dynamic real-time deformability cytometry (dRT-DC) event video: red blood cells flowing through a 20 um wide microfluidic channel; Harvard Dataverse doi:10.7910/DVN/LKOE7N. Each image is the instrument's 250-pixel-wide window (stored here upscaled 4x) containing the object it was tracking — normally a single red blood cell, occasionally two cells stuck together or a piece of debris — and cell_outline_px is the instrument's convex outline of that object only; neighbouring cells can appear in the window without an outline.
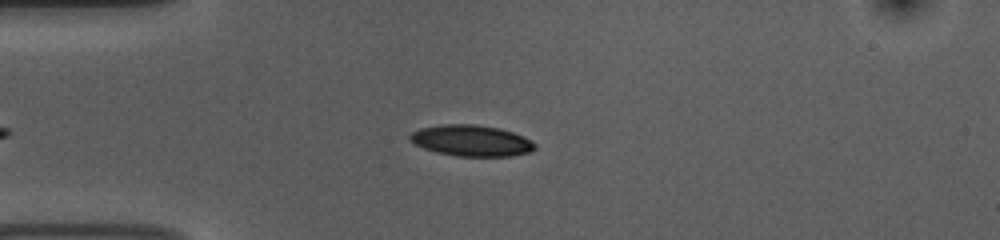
{"species": "common noctule bat (a hibernating species)", "species_latin": "Nyctalus noctula", "temperature_condition": "room temperature", "stored_images_in_passage": 42, "camera_frame_rate_fps": 3000, "um_per_image_px": 0.085, "animal": {"sex": "female", "body_mass_g": 10.0, "forearm_length_mm": 53.1}, "frame": {"image": 1, "passage_image": 6, "time_ms": 1.667, "image_size_px": [1000, 240], "cell_outline_px": [[536, 148], [528, 152], [512, 156], [456, 156], [436, 152], [424, 148], [408, 140], [408, 136], [412, 132], [420, 128], [444, 124], [476, 124], [500, 128], [524, 136], [532, 140], [536, 144]], "centroid_in_image_um": [40.07, 11.95], "position_along_channel_um": 44.9, "area_um2": 22.77}}
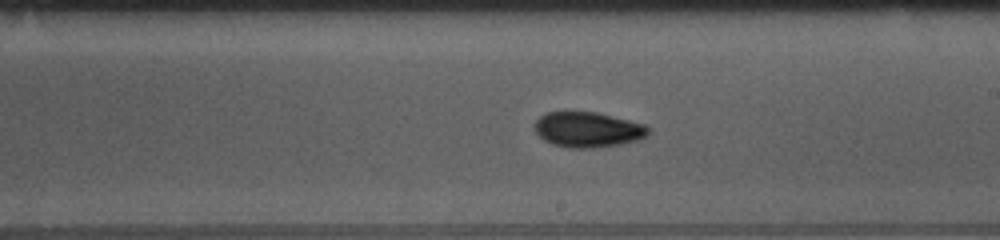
{"frame": {"image": 2, "passage_image": 23, "time_ms": 7.333, "image_size_px": [1000, 240], "cell_outline_px": [[652, 128], [648, 136], [636, 140], [620, 144], [592, 148], [568, 148], [552, 144], [544, 140], [532, 128], [532, 124], [540, 116], [548, 112], [596, 112], [644, 124]], "centroid_in_image_um": [49.95, 11.02], "position_along_channel_um": 239.0, "area_um2": 23.52}}
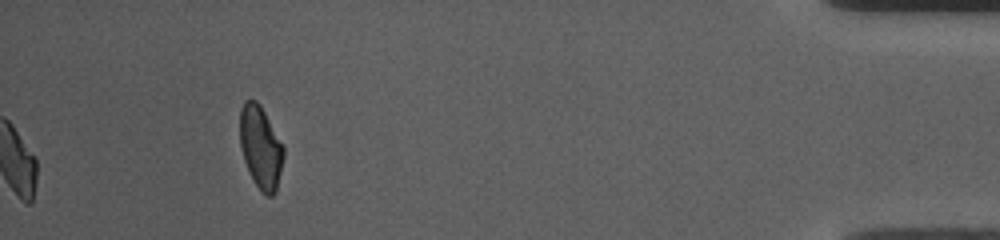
{"frame": {"image": 3, "passage_image": 42, "time_ms": 13.667, "image_size_px": [1000, 240], "cell_outline_px": [[284, 156], [276, 192], [272, 196], [268, 196], [256, 184], [244, 160], [240, 148], [240, 108], [244, 100], [256, 100], [260, 104], [284, 144]], "centroid_in_image_um": [22.17, 12.46], "position_along_channel_um": 413.0, "area_um2": 21.04}, "authors_computed_cell_mechanics": {"area_um2": 22.3108, "velocity_mm_per_s": 3.728, "shape_relaxation_time_tau1_ms": 4.3931, "shape_relaxation_time_tau2_ms": 2.0047, "deformation_change_tau1": 0.1398, "deformation_change_tau2": 0.0645}}